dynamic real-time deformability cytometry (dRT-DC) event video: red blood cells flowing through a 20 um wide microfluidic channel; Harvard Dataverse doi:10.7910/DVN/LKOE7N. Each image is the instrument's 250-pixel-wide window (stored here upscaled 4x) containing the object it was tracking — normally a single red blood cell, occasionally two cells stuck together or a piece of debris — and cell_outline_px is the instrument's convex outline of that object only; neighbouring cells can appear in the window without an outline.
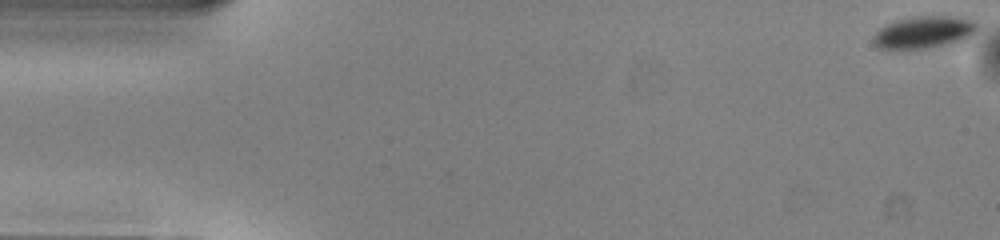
{"species": "common noctule bat (a hibernating species)", "species_latin": "Nyctalus noctula", "temperature_condition": "warm", "stored_images_in_passage": 16, "camera_frame_rate_fps": 3000, "um_per_image_px": 0.085, "animal": {"sex": "male", "body_mass_g": 13.0, "forearm_length_mm": 53.1}, "frame": {"image": 1, "passage_image": 1, "time_ms": 0.0, "image_size_px": [1000, 240], "cell_outline_px": [[980, 28], [972, 36], [964, 40], [924, 48], [880, 48], [872, 40], [872, 36], [880, 28], [896, 20], [916, 16], [944, 16], [976, 20], [980, 24]], "centroid_in_image_um": [78.6, 2.72], "position_along_channel_um": 6.4, "area_um2": 19.31}}
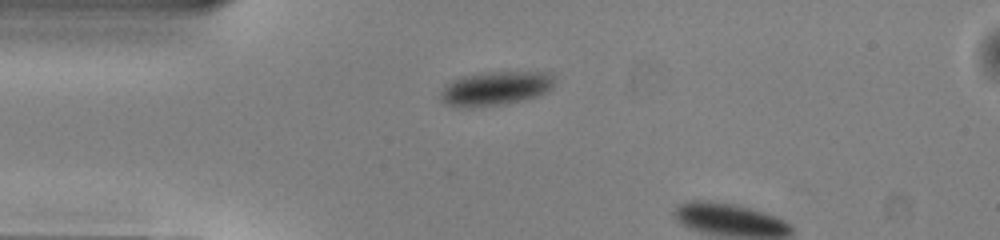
{"frame": {"image": 2, "passage_image": 13, "time_ms": 4.0, "image_size_px": [1000, 240], "cell_outline_px": [[552, 88], [548, 92], [524, 100], [504, 104], [472, 108], [456, 108], [444, 104], [440, 100], [440, 92], [444, 84], [460, 76], [484, 72], [552, 72]], "centroid_in_image_um": [42.03, 7.53], "position_along_channel_um": 43.0, "area_um2": 23.12}}